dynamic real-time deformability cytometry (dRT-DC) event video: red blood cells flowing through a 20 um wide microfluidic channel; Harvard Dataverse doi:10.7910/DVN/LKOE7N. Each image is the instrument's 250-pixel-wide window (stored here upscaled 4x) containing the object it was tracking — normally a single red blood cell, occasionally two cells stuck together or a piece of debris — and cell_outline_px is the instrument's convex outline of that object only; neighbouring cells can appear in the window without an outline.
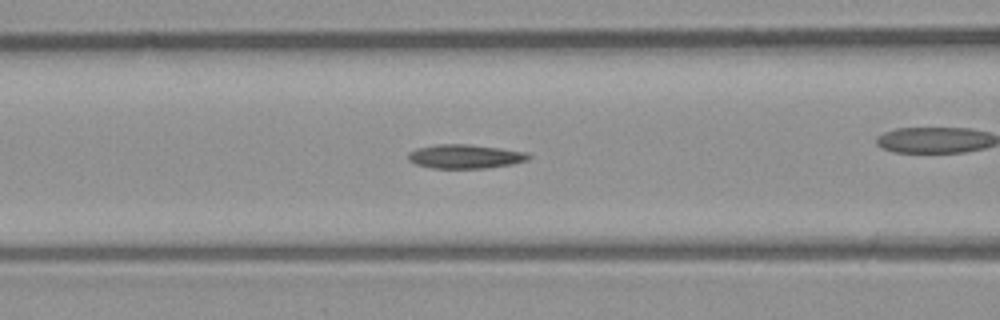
{"species": "common noctule bat (a hibernating species)", "species_latin": "Nyctalus noctula", "temperature_condition": "room temperature", "stored_images_in_passage": 36, "camera_frame_rate_fps": 3000, "um_per_image_px": 0.085, "animal": {"sex": "male", "body_mass_g": 23.1, "forearm_length_mm": 52.7}, "frame": {"image": 1, "passage_image": 11, "time_ms": 3.333, "image_size_px": [1000, 320], "cell_outline_px": [[532, 156], [528, 160], [512, 164], [484, 168], [432, 168], [416, 164], [408, 160], [408, 152], [416, 148], [436, 144], [468, 144], [500, 148], [528, 152]], "centroid_in_image_um": [39.54, 13.29], "position_along_channel_um": 127.1, "area_um2": 16.94}}
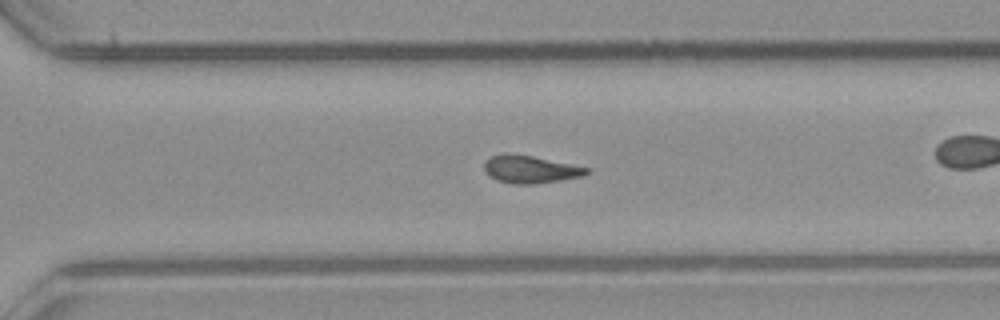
{"frame": {"image": 2, "passage_image": 26, "time_ms": 8.333, "image_size_px": [1000, 320], "cell_outline_px": [[592, 172], [584, 176], [536, 184], [512, 184], [496, 180], [488, 176], [484, 168], [484, 160], [492, 156], [504, 152], [508, 152], [532, 156], [592, 168]], "centroid_in_image_um": [45.08, 14.39], "position_along_channel_um": 325.5, "area_um2": 16.88}, "authors_computed_cell_mechanics": {"area_um2": 16.3285, "velocity_mm_per_s": 3.9757, "shape_relaxation_time_tau1_ms": 9.1079, "shape_relaxation_time_tau2_ms": 9.8863, "deformation_change_tau1": 0.227, "deformation_change_tau2": 0.209}}